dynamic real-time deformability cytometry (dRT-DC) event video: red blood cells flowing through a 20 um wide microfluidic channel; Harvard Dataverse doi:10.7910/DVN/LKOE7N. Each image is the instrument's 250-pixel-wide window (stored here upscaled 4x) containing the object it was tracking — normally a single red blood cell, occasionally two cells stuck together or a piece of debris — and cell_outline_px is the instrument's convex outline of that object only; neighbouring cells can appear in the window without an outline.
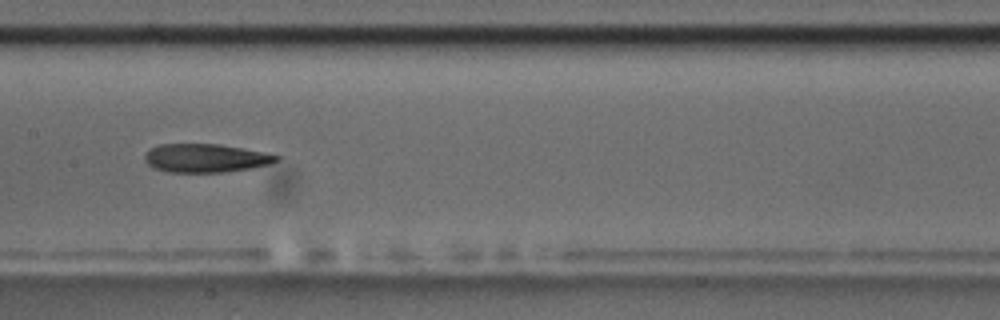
{"species": "common noctule bat (a hibernating species)", "species_latin": "Nyctalus noctula", "temperature_condition": "room temperature", "stored_images_in_passage": 9, "camera_frame_rate_fps": 3000, "um_per_image_px": 0.085, "animal": {"sex": "male", "body_mass_g": 17.5, "forearm_length_mm": 52.3}, "frame": {"image": 1, "passage_image": 8, "time_ms": 2.333, "image_size_px": [1000, 320], "cell_outline_px": [[280, 160], [268, 164], [252, 168], [224, 172], [168, 172], [152, 168], [144, 160], [144, 156], [148, 148], [160, 144], [220, 144], [264, 152], [280, 156]], "centroid_in_image_um": [17.44, 13.44], "position_along_channel_um": 190.0, "area_um2": 22.02}}
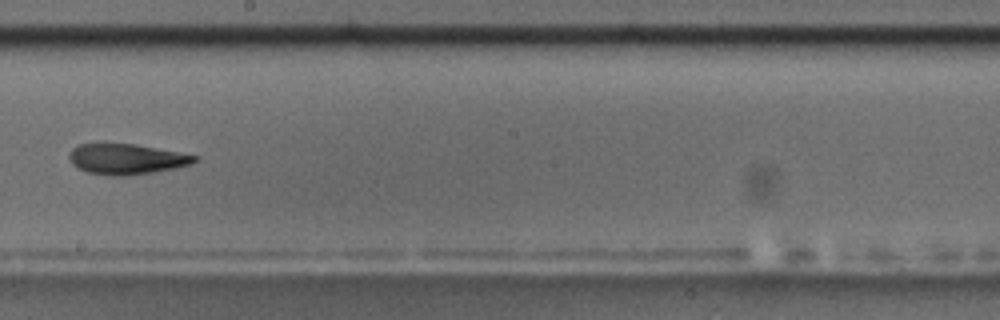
{"frame": {"image": 2, "passage_image": 9, "time_ms": 2.667, "image_size_px": [1000, 320], "cell_outline_px": [[200, 156], [192, 164], [176, 168], [128, 176], [108, 176], [88, 172], [72, 164], [68, 156], [72, 148], [80, 144], [136, 144]], "centroid_in_image_um": [10.77, 13.53], "position_along_channel_um": 237.4, "area_um2": 22.25}}